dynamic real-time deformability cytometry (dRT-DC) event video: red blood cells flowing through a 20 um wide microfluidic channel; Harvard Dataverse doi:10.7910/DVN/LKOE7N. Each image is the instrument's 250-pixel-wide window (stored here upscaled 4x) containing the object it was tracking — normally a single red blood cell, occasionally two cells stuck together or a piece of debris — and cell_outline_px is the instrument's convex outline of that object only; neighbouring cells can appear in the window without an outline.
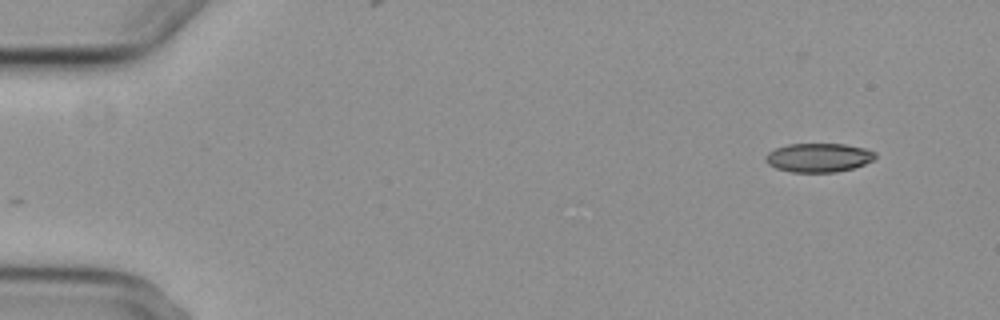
{"species": "common noctule bat (a hibernating species)", "species_latin": "Nyctalus noctula", "temperature_condition": "cold", "stored_images_in_passage": 9, "camera_frame_rate_fps": 3000, "um_per_image_px": 0.085, "animal": {"sex": "female", "body_mass_g": 29.2, "forearm_length_mm": 56.3}, "frame": {"image": 1, "passage_image": 1, "time_ms": 0.0, "image_size_px": [1000, 320], "cell_outline_px": [[876, 156], [872, 160], [864, 164], [852, 168], [836, 172], [792, 172], [776, 168], [768, 164], [764, 160], [764, 156], [768, 152], [776, 148], [788, 144], [844, 144], [864, 148], [876, 152]], "centroid_in_image_um": [69.55, 13.39], "position_along_channel_um": 15.4, "area_um2": 18.44}}
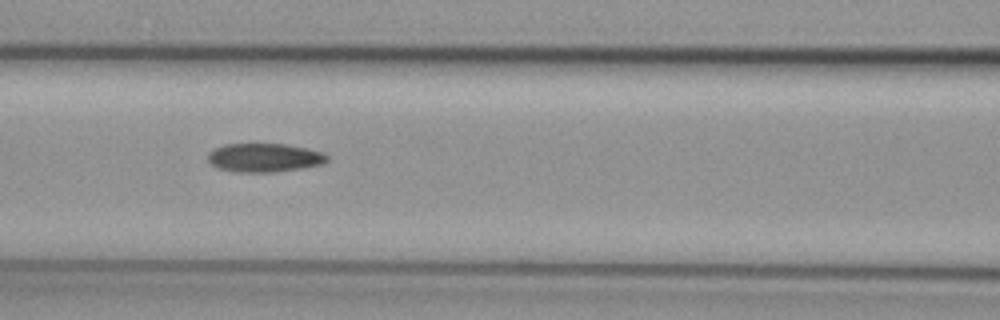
{"frame": {"image": 2, "passage_image": 6, "time_ms": 6.667, "image_size_px": [1000, 320], "cell_outline_px": [[328, 160], [320, 164], [300, 168], [272, 172], [236, 172], [216, 168], [208, 160], [208, 152], [224, 144], [288, 144], [308, 148], [320, 152], [328, 156]], "centroid_in_image_um": [22.43, 13.4], "position_along_channel_um": 144.2, "area_um2": 19.83}}
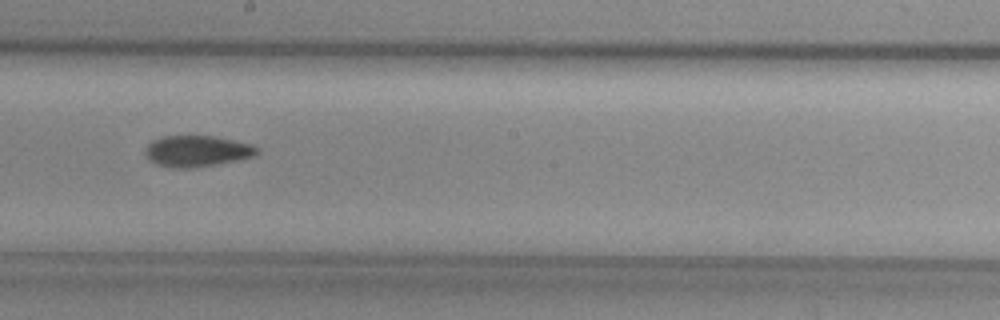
{"frame": {"image": 3, "passage_image": 8, "time_ms": 9.0, "image_size_px": [1000, 320], "cell_outline_px": [[260, 152], [256, 156], [240, 160], [192, 168], [172, 168], [156, 164], [148, 160], [144, 152], [148, 144], [164, 136], [212, 136], [252, 144], [260, 148]], "centroid_in_image_um": [16.79, 12.86], "position_along_channel_um": 231.4, "area_um2": 20.4}}